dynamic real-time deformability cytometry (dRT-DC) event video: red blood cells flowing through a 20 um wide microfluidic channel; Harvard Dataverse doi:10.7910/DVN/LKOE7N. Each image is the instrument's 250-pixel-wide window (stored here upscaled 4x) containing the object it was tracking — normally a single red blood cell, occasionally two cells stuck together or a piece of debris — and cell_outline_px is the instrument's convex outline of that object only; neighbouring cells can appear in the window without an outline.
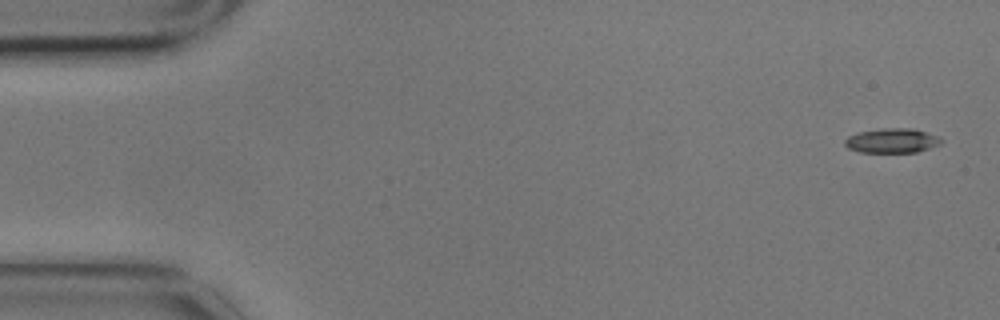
{"species": "common noctule bat (a hibernating species)", "species_latin": "Nyctalus noctula", "temperature_condition": "cold", "stored_images_in_passage": 4, "camera_frame_rate_fps": 3000, "um_per_image_px": 0.085, "animal": {"sex": "male", "body_mass_g": 17.9}, "frame": {"image": 1, "passage_image": 1, "time_ms": 0.0, "image_size_px": [1000, 320], "cell_outline_px": [[944, 140], [940, 144], [916, 152], [860, 152], [848, 148], [844, 144], [844, 140], [848, 136], [860, 132], [884, 128], [912, 128], [936, 136]], "centroid_in_image_um": [75.8, 11.96], "position_along_channel_um": 9.2, "area_um2": 13.58}}
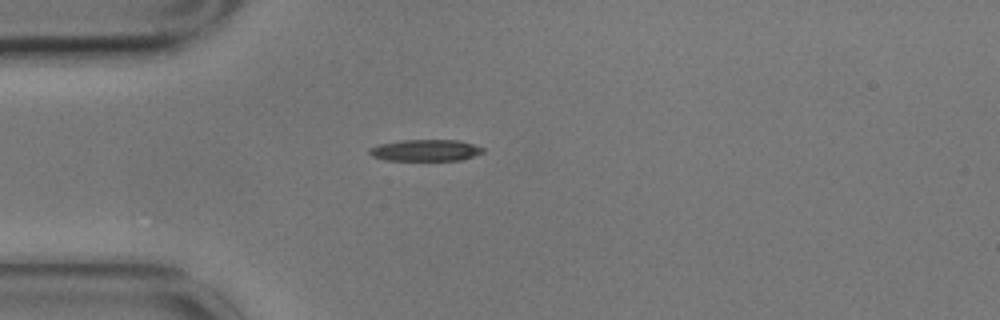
{"frame": {"image": 2, "passage_image": 4, "time_ms": 1.0, "image_size_px": [1000, 320], "cell_outline_px": [[484, 152], [460, 160], [384, 160], [372, 156], [368, 152], [368, 148], [380, 144], [400, 140], [456, 140], [472, 144], [484, 148]], "centroid_in_image_um": [36.12, 12.77], "position_along_channel_um": 48.9, "area_um2": 14.16}}